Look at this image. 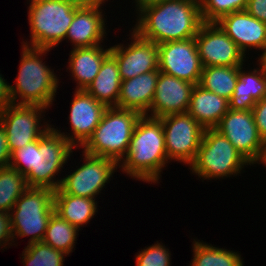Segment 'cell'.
<instances>
[{
	"label": "cell",
	"instance_id": "6da1fadb",
	"mask_svg": "<svg viewBox=\"0 0 266 266\" xmlns=\"http://www.w3.org/2000/svg\"><path fill=\"white\" fill-rule=\"evenodd\" d=\"M136 14L131 29L157 45L193 38L204 23L199 0H162L141 6Z\"/></svg>",
	"mask_w": 266,
	"mask_h": 266
},
{
	"label": "cell",
	"instance_id": "7a4b0ae2",
	"mask_svg": "<svg viewBox=\"0 0 266 266\" xmlns=\"http://www.w3.org/2000/svg\"><path fill=\"white\" fill-rule=\"evenodd\" d=\"M54 127H50L38 140L11 153L9 167L25 176L28 187L53 191L60 187L62 179L56 180L55 176L68 163L75 147Z\"/></svg>",
	"mask_w": 266,
	"mask_h": 266
},
{
	"label": "cell",
	"instance_id": "3957f363",
	"mask_svg": "<svg viewBox=\"0 0 266 266\" xmlns=\"http://www.w3.org/2000/svg\"><path fill=\"white\" fill-rule=\"evenodd\" d=\"M167 163L169 161L161 120L141 115L134 127L127 154L119 163V169L133 179L156 184L160 183L162 170Z\"/></svg>",
	"mask_w": 266,
	"mask_h": 266
},
{
	"label": "cell",
	"instance_id": "277c9868",
	"mask_svg": "<svg viewBox=\"0 0 266 266\" xmlns=\"http://www.w3.org/2000/svg\"><path fill=\"white\" fill-rule=\"evenodd\" d=\"M21 47L16 84L10 85L12 104L40 105L49 109L55 101L60 80L42 58L51 49Z\"/></svg>",
	"mask_w": 266,
	"mask_h": 266
},
{
	"label": "cell",
	"instance_id": "5b68a950",
	"mask_svg": "<svg viewBox=\"0 0 266 266\" xmlns=\"http://www.w3.org/2000/svg\"><path fill=\"white\" fill-rule=\"evenodd\" d=\"M140 117L141 114L135 110L107 107L92 136L81 149L87 154L109 158L119 164L127 154Z\"/></svg>",
	"mask_w": 266,
	"mask_h": 266
},
{
	"label": "cell",
	"instance_id": "8992f818",
	"mask_svg": "<svg viewBox=\"0 0 266 266\" xmlns=\"http://www.w3.org/2000/svg\"><path fill=\"white\" fill-rule=\"evenodd\" d=\"M28 1L30 42L22 45L52 50L65 40L78 6L67 0Z\"/></svg>",
	"mask_w": 266,
	"mask_h": 266
},
{
	"label": "cell",
	"instance_id": "52a82bcc",
	"mask_svg": "<svg viewBox=\"0 0 266 266\" xmlns=\"http://www.w3.org/2000/svg\"><path fill=\"white\" fill-rule=\"evenodd\" d=\"M248 165L252 166L224 135L215 129H205L196 158L189 169L204 182L235 177Z\"/></svg>",
	"mask_w": 266,
	"mask_h": 266
},
{
	"label": "cell",
	"instance_id": "ba28073f",
	"mask_svg": "<svg viewBox=\"0 0 266 266\" xmlns=\"http://www.w3.org/2000/svg\"><path fill=\"white\" fill-rule=\"evenodd\" d=\"M54 212L53 190L28 187L10 211L13 239L29 236L27 244L43 241Z\"/></svg>",
	"mask_w": 266,
	"mask_h": 266
},
{
	"label": "cell",
	"instance_id": "9c48e42d",
	"mask_svg": "<svg viewBox=\"0 0 266 266\" xmlns=\"http://www.w3.org/2000/svg\"><path fill=\"white\" fill-rule=\"evenodd\" d=\"M159 119L165 134L168 161L174 160L190 166L196 158L205 129L187 112Z\"/></svg>",
	"mask_w": 266,
	"mask_h": 266
},
{
	"label": "cell",
	"instance_id": "30bf717a",
	"mask_svg": "<svg viewBox=\"0 0 266 266\" xmlns=\"http://www.w3.org/2000/svg\"><path fill=\"white\" fill-rule=\"evenodd\" d=\"M46 110L40 105L11 104L0 113V123L6 132L11 153L38 140L52 127L45 121ZM41 119L44 120L42 124Z\"/></svg>",
	"mask_w": 266,
	"mask_h": 266
},
{
	"label": "cell",
	"instance_id": "8fae6325",
	"mask_svg": "<svg viewBox=\"0 0 266 266\" xmlns=\"http://www.w3.org/2000/svg\"><path fill=\"white\" fill-rule=\"evenodd\" d=\"M84 163L69 175L64 176L60 189L73 196L96 199V197L110 183L114 172L119 168L115 160L94 156L82 151Z\"/></svg>",
	"mask_w": 266,
	"mask_h": 266
},
{
	"label": "cell",
	"instance_id": "7c38bea8",
	"mask_svg": "<svg viewBox=\"0 0 266 266\" xmlns=\"http://www.w3.org/2000/svg\"><path fill=\"white\" fill-rule=\"evenodd\" d=\"M252 164H261L266 143L260 137L252 111L231 110L223 115L214 128Z\"/></svg>",
	"mask_w": 266,
	"mask_h": 266
},
{
	"label": "cell",
	"instance_id": "4fadbf2b",
	"mask_svg": "<svg viewBox=\"0 0 266 266\" xmlns=\"http://www.w3.org/2000/svg\"><path fill=\"white\" fill-rule=\"evenodd\" d=\"M194 39L203 67L245 65L246 56L216 23H203Z\"/></svg>",
	"mask_w": 266,
	"mask_h": 266
},
{
	"label": "cell",
	"instance_id": "5bb4252c",
	"mask_svg": "<svg viewBox=\"0 0 266 266\" xmlns=\"http://www.w3.org/2000/svg\"><path fill=\"white\" fill-rule=\"evenodd\" d=\"M202 69L194 37L158 44V70L160 72L197 85Z\"/></svg>",
	"mask_w": 266,
	"mask_h": 266
},
{
	"label": "cell",
	"instance_id": "9a60e30c",
	"mask_svg": "<svg viewBox=\"0 0 266 266\" xmlns=\"http://www.w3.org/2000/svg\"><path fill=\"white\" fill-rule=\"evenodd\" d=\"M130 43L110 46V54L116 59L121 80L158 70V45L141 38L129 30ZM133 31V32H132Z\"/></svg>",
	"mask_w": 266,
	"mask_h": 266
},
{
	"label": "cell",
	"instance_id": "2e32d148",
	"mask_svg": "<svg viewBox=\"0 0 266 266\" xmlns=\"http://www.w3.org/2000/svg\"><path fill=\"white\" fill-rule=\"evenodd\" d=\"M73 94L70 114L68 116L72 134H67V132L65 134L61 132L60 128L58 130V127L54 129L64 136L76 149H80L92 136L107 107L98 102L86 90H75Z\"/></svg>",
	"mask_w": 266,
	"mask_h": 266
},
{
	"label": "cell",
	"instance_id": "e0dca14e",
	"mask_svg": "<svg viewBox=\"0 0 266 266\" xmlns=\"http://www.w3.org/2000/svg\"><path fill=\"white\" fill-rule=\"evenodd\" d=\"M216 24L236 43L245 56L252 48L261 50L258 59L266 52V23L251 16L246 10L225 15Z\"/></svg>",
	"mask_w": 266,
	"mask_h": 266
},
{
	"label": "cell",
	"instance_id": "ac0fdd59",
	"mask_svg": "<svg viewBox=\"0 0 266 266\" xmlns=\"http://www.w3.org/2000/svg\"><path fill=\"white\" fill-rule=\"evenodd\" d=\"M195 84L159 71L151 108L146 116L161 118L170 114L186 113Z\"/></svg>",
	"mask_w": 266,
	"mask_h": 266
},
{
	"label": "cell",
	"instance_id": "d6986e66",
	"mask_svg": "<svg viewBox=\"0 0 266 266\" xmlns=\"http://www.w3.org/2000/svg\"><path fill=\"white\" fill-rule=\"evenodd\" d=\"M102 6L104 4L76 8L65 38L72 43L73 49L102 45L107 34L105 22H108Z\"/></svg>",
	"mask_w": 266,
	"mask_h": 266
},
{
	"label": "cell",
	"instance_id": "ffe728a7",
	"mask_svg": "<svg viewBox=\"0 0 266 266\" xmlns=\"http://www.w3.org/2000/svg\"><path fill=\"white\" fill-rule=\"evenodd\" d=\"M158 77L159 70H154L122 80L117 107L146 115L152 105Z\"/></svg>",
	"mask_w": 266,
	"mask_h": 266
},
{
	"label": "cell",
	"instance_id": "44dd1931",
	"mask_svg": "<svg viewBox=\"0 0 266 266\" xmlns=\"http://www.w3.org/2000/svg\"><path fill=\"white\" fill-rule=\"evenodd\" d=\"M258 68L243 70L239 66L238 80L229 100V109L251 111L257 101L266 97V68L257 60Z\"/></svg>",
	"mask_w": 266,
	"mask_h": 266
},
{
	"label": "cell",
	"instance_id": "7402d4cb",
	"mask_svg": "<svg viewBox=\"0 0 266 266\" xmlns=\"http://www.w3.org/2000/svg\"><path fill=\"white\" fill-rule=\"evenodd\" d=\"M110 54L109 48L102 45L72 48L69 54L67 71L76 82L75 90H86L98 74L104 59Z\"/></svg>",
	"mask_w": 266,
	"mask_h": 266
},
{
	"label": "cell",
	"instance_id": "603a6c76",
	"mask_svg": "<svg viewBox=\"0 0 266 266\" xmlns=\"http://www.w3.org/2000/svg\"><path fill=\"white\" fill-rule=\"evenodd\" d=\"M229 111V100L195 85L187 113L204 129H214L225 113Z\"/></svg>",
	"mask_w": 266,
	"mask_h": 266
},
{
	"label": "cell",
	"instance_id": "cb8c5ba5",
	"mask_svg": "<svg viewBox=\"0 0 266 266\" xmlns=\"http://www.w3.org/2000/svg\"><path fill=\"white\" fill-rule=\"evenodd\" d=\"M121 82L118 63L109 54L102 62L98 74L86 91L106 107H117Z\"/></svg>",
	"mask_w": 266,
	"mask_h": 266
},
{
	"label": "cell",
	"instance_id": "d4e9b609",
	"mask_svg": "<svg viewBox=\"0 0 266 266\" xmlns=\"http://www.w3.org/2000/svg\"><path fill=\"white\" fill-rule=\"evenodd\" d=\"M97 203L96 199L66 194L60 188L54 191L55 213L78 230L94 218L98 212Z\"/></svg>",
	"mask_w": 266,
	"mask_h": 266
},
{
	"label": "cell",
	"instance_id": "484cf974",
	"mask_svg": "<svg viewBox=\"0 0 266 266\" xmlns=\"http://www.w3.org/2000/svg\"><path fill=\"white\" fill-rule=\"evenodd\" d=\"M239 66L203 67L199 84L207 91L230 100L238 80Z\"/></svg>",
	"mask_w": 266,
	"mask_h": 266
},
{
	"label": "cell",
	"instance_id": "4316f807",
	"mask_svg": "<svg viewBox=\"0 0 266 266\" xmlns=\"http://www.w3.org/2000/svg\"><path fill=\"white\" fill-rule=\"evenodd\" d=\"M192 245L193 259L188 266H244L238 251L212 246L199 239H193Z\"/></svg>",
	"mask_w": 266,
	"mask_h": 266
},
{
	"label": "cell",
	"instance_id": "83f0119b",
	"mask_svg": "<svg viewBox=\"0 0 266 266\" xmlns=\"http://www.w3.org/2000/svg\"><path fill=\"white\" fill-rule=\"evenodd\" d=\"M79 230L55 212L49 219L43 242L69 256L75 250Z\"/></svg>",
	"mask_w": 266,
	"mask_h": 266
},
{
	"label": "cell",
	"instance_id": "f1b7e54d",
	"mask_svg": "<svg viewBox=\"0 0 266 266\" xmlns=\"http://www.w3.org/2000/svg\"><path fill=\"white\" fill-rule=\"evenodd\" d=\"M28 188L25 176L11 167L0 168V211L10 213Z\"/></svg>",
	"mask_w": 266,
	"mask_h": 266
},
{
	"label": "cell",
	"instance_id": "f546056e",
	"mask_svg": "<svg viewBox=\"0 0 266 266\" xmlns=\"http://www.w3.org/2000/svg\"><path fill=\"white\" fill-rule=\"evenodd\" d=\"M21 256L24 266H63L67 257L43 241L27 244Z\"/></svg>",
	"mask_w": 266,
	"mask_h": 266
},
{
	"label": "cell",
	"instance_id": "4dcf8cb0",
	"mask_svg": "<svg viewBox=\"0 0 266 266\" xmlns=\"http://www.w3.org/2000/svg\"><path fill=\"white\" fill-rule=\"evenodd\" d=\"M204 23H216L233 12L246 10L247 0H199Z\"/></svg>",
	"mask_w": 266,
	"mask_h": 266
},
{
	"label": "cell",
	"instance_id": "1f68e13d",
	"mask_svg": "<svg viewBox=\"0 0 266 266\" xmlns=\"http://www.w3.org/2000/svg\"><path fill=\"white\" fill-rule=\"evenodd\" d=\"M171 252L161 242L145 247L136 253V266H171Z\"/></svg>",
	"mask_w": 266,
	"mask_h": 266
},
{
	"label": "cell",
	"instance_id": "d6a6232c",
	"mask_svg": "<svg viewBox=\"0 0 266 266\" xmlns=\"http://www.w3.org/2000/svg\"><path fill=\"white\" fill-rule=\"evenodd\" d=\"M251 111L259 135L266 143V97L257 101Z\"/></svg>",
	"mask_w": 266,
	"mask_h": 266
},
{
	"label": "cell",
	"instance_id": "836d02e7",
	"mask_svg": "<svg viewBox=\"0 0 266 266\" xmlns=\"http://www.w3.org/2000/svg\"><path fill=\"white\" fill-rule=\"evenodd\" d=\"M14 242L10 213L0 211V248L2 250L8 246L10 248V245Z\"/></svg>",
	"mask_w": 266,
	"mask_h": 266
},
{
	"label": "cell",
	"instance_id": "e575fe53",
	"mask_svg": "<svg viewBox=\"0 0 266 266\" xmlns=\"http://www.w3.org/2000/svg\"><path fill=\"white\" fill-rule=\"evenodd\" d=\"M246 11L251 16L266 23V0H247Z\"/></svg>",
	"mask_w": 266,
	"mask_h": 266
},
{
	"label": "cell",
	"instance_id": "d590c367",
	"mask_svg": "<svg viewBox=\"0 0 266 266\" xmlns=\"http://www.w3.org/2000/svg\"><path fill=\"white\" fill-rule=\"evenodd\" d=\"M11 152L8 147L7 135L0 123V168L9 167Z\"/></svg>",
	"mask_w": 266,
	"mask_h": 266
},
{
	"label": "cell",
	"instance_id": "8d00e7d4",
	"mask_svg": "<svg viewBox=\"0 0 266 266\" xmlns=\"http://www.w3.org/2000/svg\"><path fill=\"white\" fill-rule=\"evenodd\" d=\"M11 104L10 84L6 82V79L0 73V113Z\"/></svg>",
	"mask_w": 266,
	"mask_h": 266
},
{
	"label": "cell",
	"instance_id": "74e56055",
	"mask_svg": "<svg viewBox=\"0 0 266 266\" xmlns=\"http://www.w3.org/2000/svg\"><path fill=\"white\" fill-rule=\"evenodd\" d=\"M77 6H94L98 4H105L108 0H67Z\"/></svg>",
	"mask_w": 266,
	"mask_h": 266
},
{
	"label": "cell",
	"instance_id": "f35d334b",
	"mask_svg": "<svg viewBox=\"0 0 266 266\" xmlns=\"http://www.w3.org/2000/svg\"><path fill=\"white\" fill-rule=\"evenodd\" d=\"M158 1H162V0H134L133 3L136 4L134 7H136L135 9L137 11L141 6L148 5V4H151V3H155V2H158Z\"/></svg>",
	"mask_w": 266,
	"mask_h": 266
},
{
	"label": "cell",
	"instance_id": "ab89813d",
	"mask_svg": "<svg viewBox=\"0 0 266 266\" xmlns=\"http://www.w3.org/2000/svg\"><path fill=\"white\" fill-rule=\"evenodd\" d=\"M259 60L263 63V65L266 68V52L264 53V55Z\"/></svg>",
	"mask_w": 266,
	"mask_h": 266
},
{
	"label": "cell",
	"instance_id": "60d3db41",
	"mask_svg": "<svg viewBox=\"0 0 266 266\" xmlns=\"http://www.w3.org/2000/svg\"><path fill=\"white\" fill-rule=\"evenodd\" d=\"M261 164H263L264 165V167H266V152H265V156H264V159H263V161H262V163Z\"/></svg>",
	"mask_w": 266,
	"mask_h": 266
}]
</instances>
